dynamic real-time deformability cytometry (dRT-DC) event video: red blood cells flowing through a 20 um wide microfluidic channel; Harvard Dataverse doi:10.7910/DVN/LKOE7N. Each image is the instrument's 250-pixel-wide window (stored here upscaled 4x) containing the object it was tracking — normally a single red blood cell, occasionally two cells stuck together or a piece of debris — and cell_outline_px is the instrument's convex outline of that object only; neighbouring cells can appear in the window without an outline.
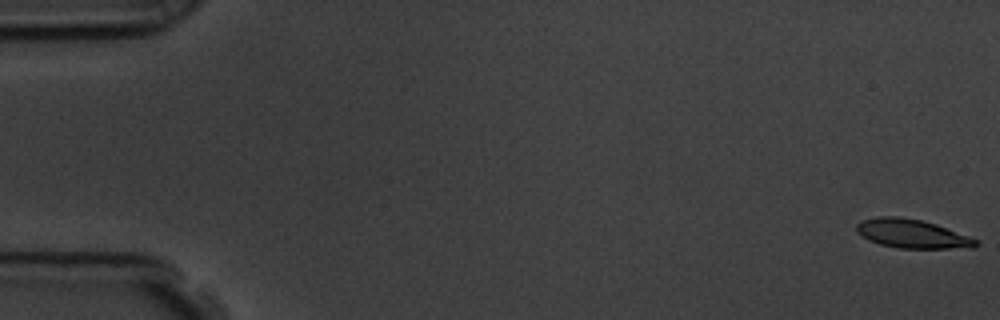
{"species": "common noctule bat (a hibernating species)", "species_latin": "Nyctalus noctula", "temperature_condition": "room temperature", "stored_images_in_passage": 57, "camera_frame_rate_fps": 3000, "um_per_image_px": 0.085, "animal": {"sex": "male", "body_mass_g": 19.5, "forearm_length_mm": 54.6}, "frame": {"image": 1, "passage_image": 1, "time_ms": 0.0, "image_size_px": [1000, 320], "cell_outline_px": [[980, 244], [972, 248], [896, 248], [880, 244], [868, 240], [856, 232], [856, 224], [860, 220], [876, 216], [900, 216], [920, 220], [936, 224], [968, 236], [976, 240]], "centroid_in_image_um": [77.47, 19.86], "position_along_channel_um": 7.5, "area_um2": 20.11}}
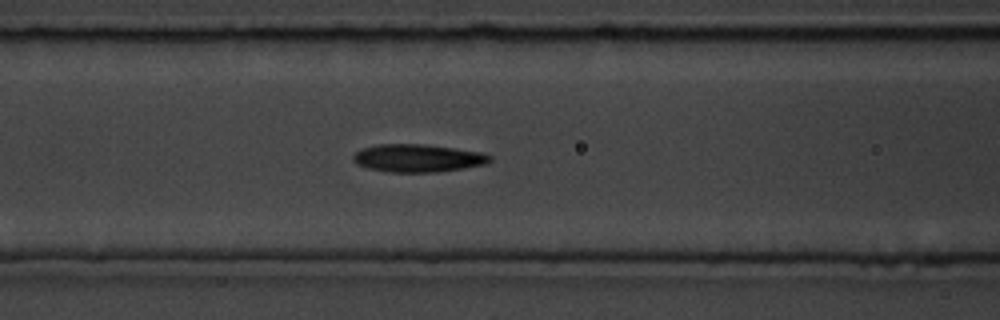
{"frame": {"image": 2, "passage_image": 24, "time_ms": 7.667, "image_size_px": [1000, 320], "cell_outline_px": [[492, 160], [484, 164], [464, 168], [436, 172], [388, 172], [368, 168], [356, 164], [352, 160], [352, 156], [356, 152], [364, 148], [380, 144], [424, 144], [484, 152], [492, 156]], "centroid_in_image_um": [35.52, 13.44], "position_along_channel_um": 131.1, "area_um2": 22.2}}
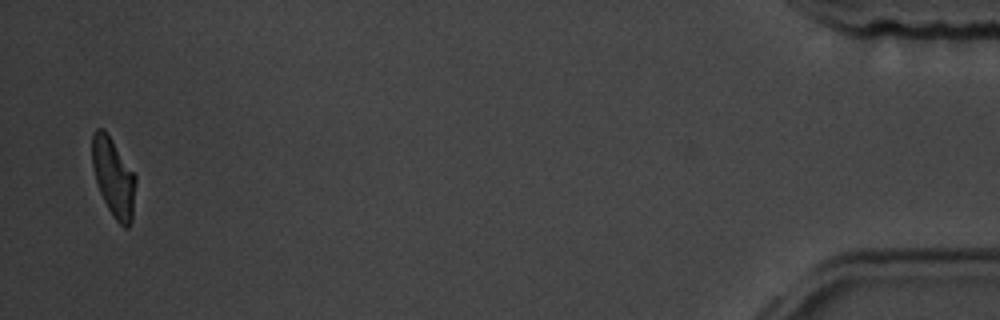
{"frame": {"image": 3, "passage_image": 56, "time_ms": 18.333, "image_size_px": [1000, 320], "cell_outline_px": [[136, 184], [132, 220], [128, 228], [124, 228], [116, 220], [108, 208], [100, 192], [92, 168], [92, 132], [96, 128], [104, 128], [136, 176]], "centroid_in_image_um": [9.65, 15.07], "position_along_channel_um": 425.6, "area_um2": 19.88}, "authors_computed_cell_mechanics": {"area_um2": 21.2126, "velocity_mm_per_s": 3.5913, "shape_relaxation_time_tau1_ms": 3.4578, "shape_relaxation_time_tau2_ms": 3.1399, "deformation_change_tau1": 0.1517, "deformation_change_tau2": 0.094}}